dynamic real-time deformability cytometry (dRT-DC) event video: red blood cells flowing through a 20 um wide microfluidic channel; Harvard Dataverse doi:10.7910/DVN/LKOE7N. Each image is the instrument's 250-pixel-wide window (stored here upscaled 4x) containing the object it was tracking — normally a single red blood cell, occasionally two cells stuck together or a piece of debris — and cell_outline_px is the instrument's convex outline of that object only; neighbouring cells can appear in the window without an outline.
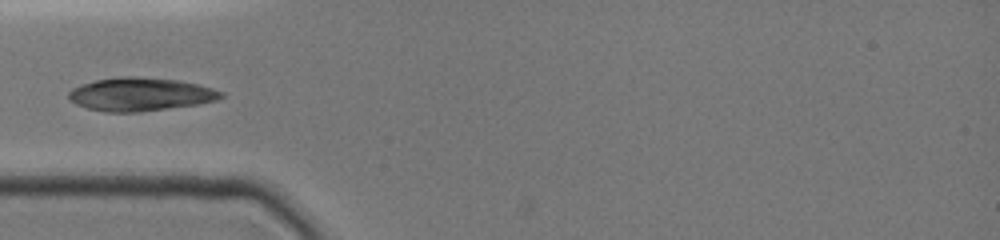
{"species": "common noctule bat (a hibernating species)", "species_latin": "Nyctalus noctula", "temperature_condition": "cold", "stored_images_in_passage": 17, "camera_frame_rate_fps": 3000, "um_per_image_px": 0.085, "animal": {"sex": "female", "body_mass_g": 19.0, "forearm_length_mm": 51.5}, "frame": {"image": 1, "passage_image": 1, "time_ms": 0.0, "image_size_px": [1000, 240], "cell_outline_px": [[224, 96], [216, 100], [200, 104], [140, 112], [104, 112], [88, 108], [76, 104], [68, 100], [68, 92], [72, 88], [96, 80], [124, 76], [132, 76], [176, 80], [196, 84], [224, 92]], "centroid_in_image_um": [11.92, 8.03], "position_along_channel_um": 73.1, "area_um2": 29.42}}
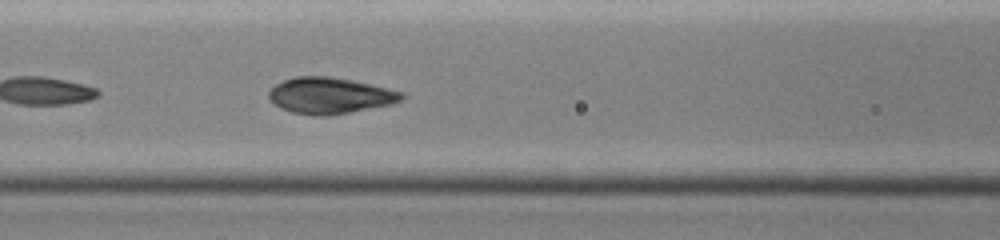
{"frame": {"image": 2, "passage_image": 6, "time_ms": 1.667, "image_size_px": [1000, 240], "cell_outline_px": [[404, 96], [400, 100], [392, 104], [328, 116], [316, 116], [292, 112], [280, 108], [268, 100], [268, 92], [276, 84], [284, 80], [296, 76], [332, 76], [352, 80], [404, 92]], "centroid_in_image_um": [28.01, 8.12], "position_along_channel_um": 138.6, "area_um2": 28.03}}
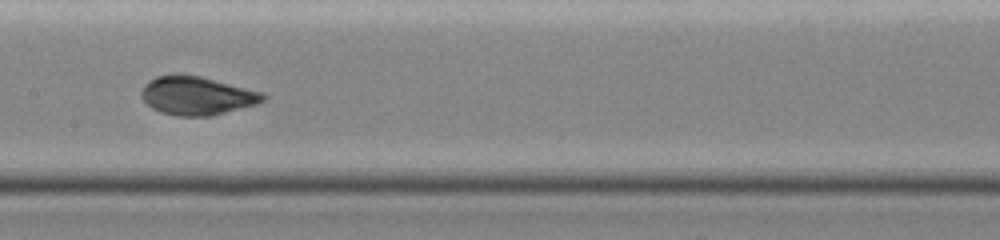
{"frame": {"image": 3, "passage_image": 10, "time_ms": 3.0, "image_size_px": [1000, 240], "cell_outline_px": [[268, 96], [264, 100], [256, 104], [212, 116], [176, 116], [160, 112], [152, 108], [140, 96], [140, 92], [144, 84], [156, 76], [200, 76], [260, 92]], "centroid_in_image_um": [16.71, 8.16], "position_along_channel_um": 190.7, "area_um2": 26.76}}